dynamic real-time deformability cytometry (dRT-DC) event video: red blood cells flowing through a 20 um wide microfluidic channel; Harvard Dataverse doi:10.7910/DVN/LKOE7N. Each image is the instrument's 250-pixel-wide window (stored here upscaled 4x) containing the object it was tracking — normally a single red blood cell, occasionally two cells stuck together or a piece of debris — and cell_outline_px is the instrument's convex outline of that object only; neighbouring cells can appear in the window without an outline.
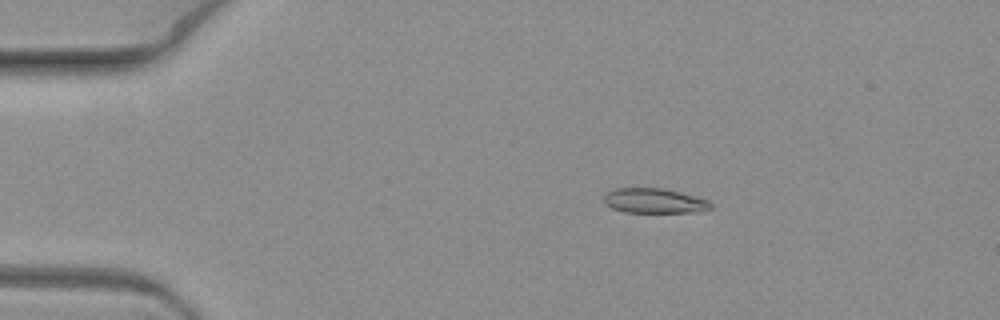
{"species": "common noctule bat (a hibernating species)", "species_latin": "Nyctalus noctula", "temperature_condition": "warm", "stored_images_in_passage": 8, "camera_frame_rate_fps": 3000, "um_per_image_px": 0.085, "animal": {"sex": "female", "body_mass_g": 19.3, "forearm_length_mm": 54.1}, "frame": {"image": 1, "passage_image": 5, "time_ms": 1.333, "image_size_px": [1000, 320], "cell_outline_px": [[712, 208], [692, 212], [624, 212], [612, 208], [604, 200], [604, 196], [608, 192], [616, 188], [664, 188], [696, 196], [708, 200], [712, 204]], "centroid_in_image_um": [55.63, 17.06], "position_along_channel_um": 29.4, "area_um2": 15.32}}
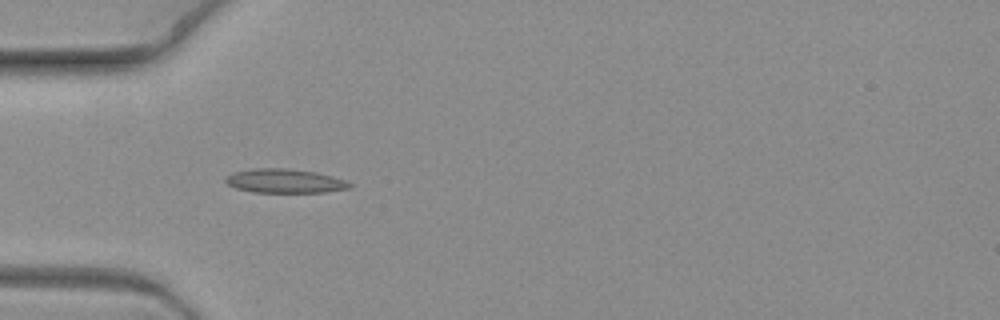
{"frame": {"image": 2, "passage_image": 7, "time_ms": 2.0, "image_size_px": [1000, 320], "cell_outline_px": [[352, 188], [324, 192], [252, 192], [236, 188], [228, 184], [224, 180], [228, 176], [236, 172], [256, 168], [284, 168], [316, 172], [332, 176], [344, 180], [352, 184]], "centroid_in_image_um": [24.24, 15.39], "position_along_channel_um": 60.8, "area_um2": 17.17}}